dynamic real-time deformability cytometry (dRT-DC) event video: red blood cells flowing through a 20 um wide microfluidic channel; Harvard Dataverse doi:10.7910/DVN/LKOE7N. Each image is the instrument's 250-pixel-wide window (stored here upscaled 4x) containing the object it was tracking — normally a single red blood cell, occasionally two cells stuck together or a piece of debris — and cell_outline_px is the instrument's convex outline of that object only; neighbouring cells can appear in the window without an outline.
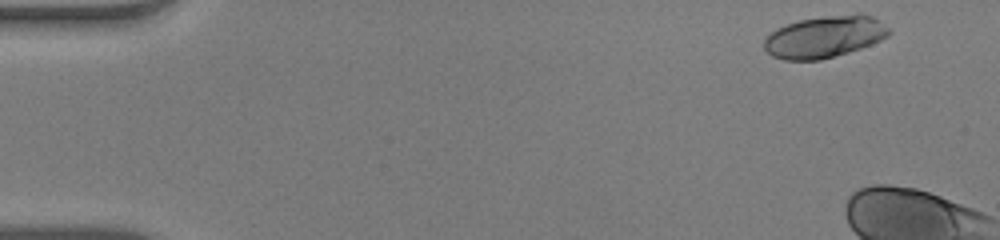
{"species": "human", "species_latin": "Homo sapiens", "temperature_condition": "warm", "stored_images_in_passage": 9, "camera_frame_rate_fps": 3000, "um_per_image_px": 0.085, "donor": {"sex": "male"}, "frame": {"image": 1, "passage_image": 1, "time_ms": 0.0, "image_size_px": [1000, 240], "cell_outline_px": [[892, 32], [888, 36], [872, 44], [848, 52], [820, 60], [784, 60], [772, 56], [764, 48], [764, 40], [776, 28], [800, 20], [824, 16], [856, 12], [860, 12], [872, 16], [880, 20]], "centroid_in_image_um": [70.13, 3.11], "position_along_channel_um": 14.9, "area_um2": 30.58}}